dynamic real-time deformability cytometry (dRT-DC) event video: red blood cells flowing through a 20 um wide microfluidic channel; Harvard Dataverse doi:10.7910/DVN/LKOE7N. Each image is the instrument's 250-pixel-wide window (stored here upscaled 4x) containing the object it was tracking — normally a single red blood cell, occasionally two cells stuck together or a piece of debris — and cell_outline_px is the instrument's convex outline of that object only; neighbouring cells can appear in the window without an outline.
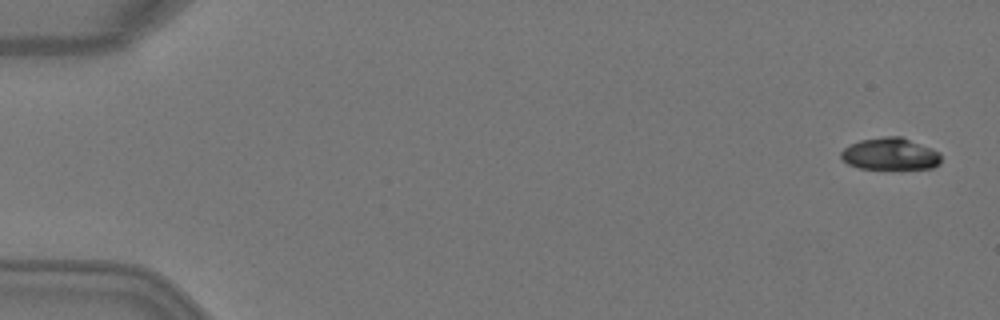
{"species": "Egyptian fruit bat (a non-hibernating species)", "species_latin": "Rousettus aegyptiacus", "temperature_condition": "warm", "stored_images_in_passage": 4, "camera_frame_rate_fps": 3000, "um_per_image_px": 0.085, "animal": {"sex": "female"}, "frame": {"image": 1, "passage_image": 1, "time_ms": 0.0, "image_size_px": [1000, 320], "cell_outline_px": [[940, 164], [932, 168], [860, 168], [848, 164], [840, 156], [840, 152], [844, 148], [860, 140], [884, 136], [900, 136], [932, 148], [940, 152]], "centroid_in_image_um": [75.67, 13.08], "position_along_channel_um": 9.3, "area_um2": 18.5}}